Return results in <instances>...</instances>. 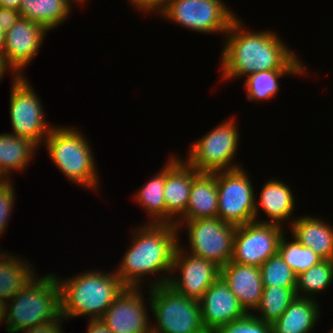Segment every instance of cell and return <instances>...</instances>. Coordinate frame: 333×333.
I'll return each instance as SVG.
<instances>
[{"instance_id": "6da1fadb", "label": "cell", "mask_w": 333, "mask_h": 333, "mask_svg": "<svg viewBox=\"0 0 333 333\" xmlns=\"http://www.w3.org/2000/svg\"><path fill=\"white\" fill-rule=\"evenodd\" d=\"M246 28L237 16L225 34L220 64L222 80L231 81L263 70H307L278 33Z\"/></svg>"}, {"instance_id": "ffe728a7", "label": "cell", "mask_w": 333, "mask_h": 333, "mask_svg": "<svg viewBox=\"0 0 333 333\" xmlns=\"http://www.w3.org/2000/svg\"><path fill=\"white\" fill-rule=\"evenodd\" d=\"M289 225L291 236L299 243L311 248L323 260H333V225L306 214L293 219Z\"/></svg>"}, {"instance_id": "836d02e7", "label": "cell", "mask_w": 333, "mask_h": 333, "mask_svg": "<svg viewBox=\"0 0 333 333\" xmlns=\"http://www.w3.org/2000/svg\"><path fill=\"white\" fill-rule=\"evenodd\" d=\"M66 320L62 315L54 319L52 321L42 322L38 325L28 328L25 330H21L23 333H65L62 331V321Z\"/></svg>"}, {"instance_id": "5b68a950", "label": "cell", "mask_w": 333, "mask_h": 333, "mask_svg": "<svg viewBox=\"0 0 333 333\" xmlns=\"http://www.w3.org/2000/svg\"><path fill=\"white\" fill-rule=\"evenodd\" d=\"M6 331L18 333L61 316L60 287L53 273L35 277L6 304Z\"/></svg>"}, {"instance_id": "d6986e66", "label": "cell", "mask_w": 333, "mask_h": 333, "mask_svg": "<svg viewBox=\"0 0 333 333\" xmlns=\"http://www.w3.org/2000/svg\"><path fill=\"white\" fill-rule=\"evenodd\" d=\"M255 200V222L278 224L282 225L289 220L288 223H292L291 219L294 214L295 196L291 188L278 179H269L262 187L259 195V200ZM262 209H261V208ZM261 209V210H260ZM263 211L268 219L262 221L258 219L259 212ZM291 219V221H290Z\"/></svg>"}, {"instance_id": "8fae6325", "label": "cell", "mask_w": 333, "mask_h": 333, "mask_svg": "<svg viewBox=\"0 0 333 333\" xmlns=\"http://www.w3.org/2000/svg\"><path fill=\"white\" fill-rule=\"evenodd\" d=\"M250 179L243 167L217 171V217L222 221L235 226L255 221L256 189Z\"/></svg>"}, {"instance_id": "603a6c76", "label": "cell", "mask_w": 333, "mask_h": 333, "mask_svg": "<svg viewBox=\"0 0 333 333\" xmlns=\"http://www.w3.org/2000/svg\"><path fill=\"white\" fill-rule=\"evenodd\" d=\"M2 251V252H1ZM0 252V301L7 303L37 276L30 261L10 252ZM31 264V266H30ZM35 271V274H34Z\"/></svg>"}, {"instance_id": "ab89813d", "label": "cell", "mask_w": 333, "mask_h": 333, "mask_svg": "<svg viewBox=\"0 0 333 333\" xmlns=\"http://www.w3.org/2000/svg\"><path fill=\"white\" fill-rule=\"evenodd\" d=\"M13 180L7 175V173L0 166V187L7 186L11 184Z\"/></svg>"}, {"instance_id": "74e56055", "label": "cell", "mask_w": 333, "mask_h": 333, "mask_svg": "<svg viewBox=\"0 0 333 333\" xmlns=\"http://www.w3.org/2000/svg\"><path fill=\"white\" fill-rule=\"evenodd\" d=\"M7 71L12 72L13 76H18L14 70L7 64L5 58L3 55H0V82L1 79L5 77V73H7Z\"/></svg>"}, {"instance_id": "b9f144b4", "label": "cell", "mask_w": 333, "mask_h": 333, "mask_svg": "<svg viewBox=\"0 0 333 333\" xmlns=\"http://www.w3.org/2000/svg\"><path fill=\"white\" fill-rule=\"evenodd\" d=\"M5 31L0 27V55H3Z\"/></svg>"}, {"instance_id": "d6a6232c", "label": "cell", "mask_w": 333, "mask_h": 333, "mask_svg": "<svg viewBox=\"0 0 333 333\" xmlns=\"http://www.w3.org/2000/svg\"><path fill=\"white\" fill-rule=\"evenodd\" d=\"M14 184L0 187V236L5 233L13 212L15 197ZM9 219V220H8Z\"/></svg>"}, {"instance_id": "4dcf8cb0", "label": "cell", "mask_w": 333, "mask_h": 333, "mask_svg": "<svg viewBox=\"0 0 333 333\" xmlns=\"http://www.w3.org/2000/svg\"><path fill=\"white\" fill-rule=\"evenodd\" d=\"M263 286L296 287L297 275L277 253L269 257L261 266Z\"/></svg>"}, {"instance_id": "f35d334b", "label": "cell", "mask_w": 333, "mask_h": 333, "mask_svg": "<svg viewBox=\"0 0 333 333\" xmlns=\"http://www.w3.org/2000/svg\"><path fill=\"white\" fill-rule=\"evenodd\" d=\"M20 5H21V0H0V6L3 8L19 10Z\"/></svg>"}, {"instance_id": "52a82bcc", "label": "cell", "mask_w": 333, "mask_h": 333, "mask_svg": "<svg viewBox=\"0 0 333 333\" xmlns=\"http://www.w3.org/2000/svg\"><path fill=\"white\" fill-rule=\"evenodd\" d=\"M235 120L234 117L228 118L191 143L185 161L199 172L208 173L242 167L234 161L240 144Z\"/></svg>"}, {"instance_id": "484cf974", "label": "cell", "mask_w": 333, "mask_h": 333, "mask_svg": "<svg viewBox=\"0 0 333 333\" xmlns=\"http://www.w3.org/2000/svg\"><path fill=\"white\" fill-rule=\"evenodd\" d=\"M165 164L148 182L139 188L135 201L147 212L148 223L166 224V204L164 199ZM151 218V219H150ZM150 219V221H149Z\"/></svg>"}, {"instance_id": "5bb4252c", "label": "cell", "mask_w": 333, "mask_h": 333, "mask_svg": "<svg viewBox=\"0 0 333 333\" xmlns=\"http://www.w3.org/2000/svg\"><path fill=\"white\" fill-rule=\"evenodd\" d=\"M141 288L127 287L100 319L113 333H152L148 304Z\"/></svg>"}, {"instance_id": "3957f363", "label": "cell", "mask_w": 333, "mask_h": 333, "mask_svg": "<svg viewBox=\"0 0 333 333\" xmlns=\"http://www.w3.org/2000/svg\"><path fill=\"white\" fill-rule=\"evenodd\" d=\"M106 272L93 269L71 278L58 276L61 315L66 320L87 315L88 320L103 317L107 308L127 288L115 270Z\"/></svg>"}, {"instance_id": "d590c367", "label": "cell", "mask_w": 333, "mask_h": 333, "mask_svg": "<svg viewBox=\"0 0 333 333\" xmlns=\"http://www.w3.org/2000/svg\"><path fill=\"white\" fill-rule=\"evenodd\" d=\"M21 17L18 10L3 8L0 6V27L6 32Z\"/></svg>"}, {"instance_id": "9a60e30c", "label": "cell", "mask_w": 333, "mask_h": 333, "mask_svg": "<svg viewBox=\"0 0 333 333\" xmlns=\"http://www.w3.org/2000/svg\"><path fill=\"white\" fill-rule=\"evenodd\" d=\"M47 32L44 26L23 17L5 32L3 56L18 76H24L23 71L35 59Z\"/></svg>"}, {"instance_id": "9c48e42d", "label": "cell", "mask_w": 333, "mask_h": 333, "mask_svg": "<svg viewBox=\"0 0 333 333\" xmlns=\"http://www.w3.org/2000/svg\"><path fill=\"white\" fill-rule=\"evenodd\" d=\"M9 116L12 134L29 139L38 148L55 127L48 123L40 97L35 93L27 77L11 76Z\"/></svg>"}, {"instance_id": "ba28073f", "label": "cell", "mask_w": 333, "mask_h": 333, "mask_svg": "<svg viewBox=\"0 0 333 333\" xmlns=\"http://www.w3.org/2000/svg\"><path fill=\"white\" fill-rule=\"evenodd\" d=\"M176 227L178 233L184 227L188 231L189 249L183 248L178 240L182 250H188L191 255L213 261L220 267L232 259L237 226L215 217L178 221Z\"/></svg>"}, {"instance_id": "44dd1931", "label": "cell", "mask_w": 333, "mask_h": 333, "mask_svg": "<svg viewBox=\"0 0 333 333\" xmlns=\"http://www.w3.org/2000/svg\"><path fill=\"white\" fill-rule=\"evenodd\" d=\"M217 214V171L200 172L193 179L186 212L179 221L215 218Z\"/></svg>"}, {"instance_id": "277c9868", "label": "cell", "mask_w": 333, "mask_h": 333, "mask_svg": "<svg viewBox=\"0 0 333 333\" xmlns=\"http://www.w3.org/2000/svg\"><path fill=\"white\" fill-rule=\"evenodd\" d=\"M77 129L70 125H55L44 140L43 146L66 179L95 193L100 187L96 159L85 134Z\"/></svg>"}, {"instance_id": "f546056e", "label": "cell", "mask_w": 333, "mask_h": 333, "mask_svg": "<svg viewBox=\"0 0 333 333\" xmlns=\"http://www.w3.org/2000/svg\"><path fill=\"white\" fill-rule=\"evenodd\" d=\"M286 238L284 233L278 244V253L297 276L323 260L311 248L303 246L294 237H291L290 241Z\"/></svg>"}, {"instance_id": "2e32d148", "label": "cell", "mask_w": 333, "mask_h": 333, "mask_svg": "<svg viewBox=\"0 0 333 333\" xmlns=\"http://www.w3.org/2000/svg\"><path fill=\"white\" fill-rule=\"evenodd\" d=\"M165 164L164 199L166 224H174L184 216L193 179L200 173L185 159L171 155Z\"/></svg>"}, {"instance_id": "e0dca14e", "label": "cell", "mask_w": 333, "mask_h": 333, "mask_svg": "<svg viewBox=\"0 0 333 333\" xmlns=\"http://www.w3.org/2000/svg\"><path fill=\"white\" fill-rule=\"evenodd\" d=\"M199 305L202 323L208 333L247 314L221 276L205 291Z\"/></svg>"}, {"instance_id": "4316f807", "label": "cell", "mask_w": 333, "mask_h": 333, "mask_svg": "<svg viewBox=\"0 0 333 333\" xmlns=\"http://www.w3.org/2000/svg\"><path fill=\"white\" fill-rule=\"evenodd\" d=\"M306 72V73H305ZM307 70H263L250 74L245 79L246 96L249 101L270 100L280 90L279 78L285 75H304Z\"/></svg>"}, {"instance_id": "83f0119b", "label": "cell", "mask_w": 333, "mask_h": 333, "mask_svg": "<svg viewBox=\"0 0 333 333\" xmlns=\"http://www.w3.org/2000/svg\"><path fill=\"white\" fill-rule=\"evenodd\" d=\"M297 297L296 287L263 286V293L253 315L265 323L273 324Z\"/></svg>"}, {"instance_id": "ac0fdd59", "label": "cell", "mask_w": 333, "mask_h": 333, "mask_svg": "<svg viewBox=\"0 0 333 333\" xmlns=\"http://www.w3.org/2000/svg\"><path fill=\"white\" fill-rule=\"evenodd\" d=\"M220 276L228 284L230 290L238 298L239 303L245 311L247 313H254L263 293L260 267L242 265L230 260L220 268Z\"/></svg>"}, {"instance_id": "7bdbcfd3", "label": "cell", "mask_w": 333, "mask_h": 333, "mask_svg": "<svg viewBox=\"0 0 333 333\" xmlns=\"http://www.w3.org/2000/svg\"><path fill=\"white\" fill-rule=\"evenodd\" d=\"M76 1H78L79 4H85L84 2H85L86 0H76Z\"/></svg>"}, {"instance_id": "1f68e13d", "label": "cell", "mask_w": 333, "mask_h": 333, "mask_svg": "<svg viewBox=\"0 0 333 333\" xmlns=\"http://www.w3.org/2000/svg\"><path fill=\"white\" fill-rule=\"evenodd\" d=\"M213 333H273L272 324L247 313L244 317L218 327Z\"/></svg>"}, {"instance_id": "7402d4cb", "label": "cell", "mask_w": 333, "mask_h": 333, "mask_svg": "<svg viewBox=\"0 0 333 333\" xmlns=\"http://www.w3.org/2000/svg\"><path fill=\"white\" fill-rule=\"evenodd\" d=\"M316 299L296 297L272 324L273 333H311L321 317Z\"/></svg>"}, {"instance_id": "d4e9b609", "label": "cell", "mask_w": 333, "mask_h": 333, "mask_svg": "<svg viewBox=\"0 0 333 333\" xmlns=\"http://www.w3.org/2000/svg\"><path fill=\"white\" fill-rule=\"evenodd\" d=\"M38 148L29 139L10 132L0 133V166L11 177L12 172L23 171L30 164ZM11 173V174H10Z\"/></svg>"}, {"instance_id": "7c38bea8", "label": "cell", "mask_w": 333, "mask_h": 333, "mask_svg": "<svg viewBox=\"0 0 333 333\" xmlns=\"http://www.w3.org/2000/svg\"><path fill=\"white\" fill-rule=\"evenodd\" d=\"M278 224L251 222L236 227L231 261L260 267L278 253V244L285 233Z\"/></svg>"}, {"instance_id": "8992f818", "label": "cell", "mask_w": 333, "mask_h": 333, "mask_svg": "<svg viewBox=\"0 0 333 333\" xmlns=\"http://www.w3.org/2000/svg\"><path fill=\"white\" fill-rule=\"evenodd\" d=\"M147 289L149 307L157 322L151 324L152 333H208L202 323L199 301L179 294L167 284Z\"/></svg>"}, {"instance_id": "4fadbf2b", "label": "cell", "mask_w": 333, "mask_h": 333, "mask_svg": "<svg viewBox=\"0 0 333 333\" xmlns=\"http://www.w3.org/2000/svg\"><path fill=\"white\" fill-rule=\"evenodd\" d=\"M220 268L215 262L191 255L178 245L167 285L179 294L199 301L220 277Z\"/></svg>"}, {"instance_id": "8d00e7d4", "label": "cell", "mask_w": 333, "mask_h": 333, "mask_svg": "<svg viewBox=\"0 0 333 333\" xmlns=\"http://www.w3.org/2000/svg\"><path fill=\"white\" fill-rule=\"evenodd\" d=\"M86 333H113L101 320H87Z\"/></svg>"}, {"instance_id": "f1b7e54d", "label": "cell", "mask_w": 333, "mask_h": 333, "mask_svg": "<svg viewBox=\"0 0 333 333\" xmlns=\"http://www.w3.org/2000/svg\"><path fill=\"white\" fill-rule=\"evenodd\" d=\"M332 281L333 260H322L297 276V297L315 299L314 295L327 291Z\"/></svg>"}, {"instance_id": "7a4b0ae2", "label": "cell", "mask_w": 333, "mask_h": 333, "mask_svg": "<svg viewBox=\"0 0 333 333\" xmlns=\"http://www.w3.org/2000/svg\"><path fill=\"white\" fill-rule=\"evenodd\" d=\"M143 224L132 230L133 238L129 248L121 257V262L115 271L127 287L142 288L145 278L160 272L163 273L157 280L146 283L147 288L164 285L168 283L171 274L179 240L176 225ZM164 273L166 275H163Z\"/></svg>"}, {"instance_id": "30bf717a", "label": "cell", "mask_w": 333, "mask_h": 333, "mask_svg": "<svg viewBox=\"0 0 333 333\" xmlns=\"http://www.w3.org/2000/svg\"><path fill=\"white\" fill-rule=\"evenodd\" d=\"M221 0H167L158 15L195 32L226 34L237 17Z\"/></svg>"}, {"instance_id": "e575fe53", "label": "cell", "mask_w": 333, "mask_h": 333, "mask_svg": "<svg viewBox=\"0 0 333 333\" xmlns=\"http://www.w3.org/2000/svg\"><path fill=\"white\" fill-rule=\"evenodd\" d=\"M131 6L142 13H160L167 0H128Z\"/></svg>"}, {"instance_id": "60d3db41", "label": "cell", "mask_w": 333, "mask_h": 333, "mask_svg": "<svg viewBox=\"0 0 333 333\" xmlns=\"http://www.w3.org/2000/svg\"><path fill=\"white\" fill-rule=\"evenodd\" d=\"M5 311H6V303L0 301V322L2 323L6 322Z\"/></svg>"}, {"instance_id": "cb8c5ba5", "label": "cell", "mask_w": 333, "mask_h": 333, "mask_svg": "<svg viewBox=\"0 0 333 333\" xmlns=\"http://www.w3.org/2000/svg\"><path fill=\"white\" fill-rule=\"evenodd\" d=\"M76 0H21L19 12L21 17L39 23L48 31L64 23L72 15V4Z\"/></svg>"}]
</instances>
